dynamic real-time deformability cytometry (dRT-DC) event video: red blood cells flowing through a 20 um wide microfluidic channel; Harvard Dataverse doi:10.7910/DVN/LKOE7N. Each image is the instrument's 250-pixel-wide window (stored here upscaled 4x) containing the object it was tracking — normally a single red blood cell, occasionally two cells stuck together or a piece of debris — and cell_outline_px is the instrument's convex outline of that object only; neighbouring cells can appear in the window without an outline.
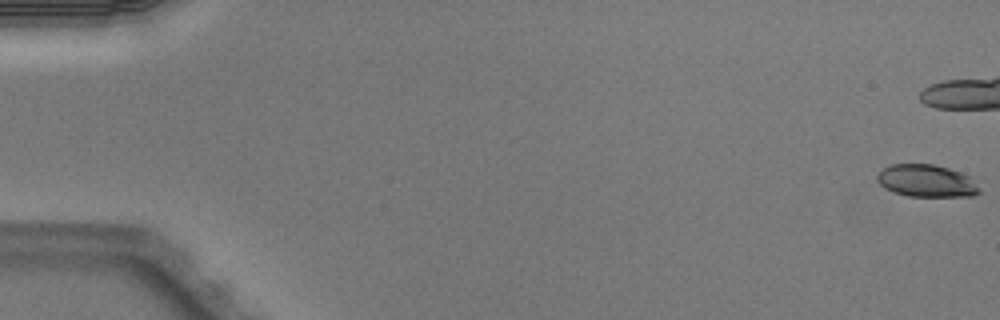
{"species": "Egyptian fruit bat (a non-hibernating species)", "species_latin": "Rousettus aegyptiacus", "temperature_condition": "warm", "stored_images_in_passage": 42, "camera_frame_rate_fps": 3000, "um_per_image_px": 0.085, "animal": {"sex": "male"}, "frame": {"image": 1, "passage_image": 1, "time_ms": 0.0, "image_size_px": [1000, 320], "cell_outline_px": [[980, 192], [972, 196], [908, 196], [892, 192], [880, 184], [876, 180], [876, 176], [888, 164], [932, 164], [948, 168], [960, 172], [968, 176], [980, 188]], "centroid_in_image_um": [78.73, 15.37], "position_along_channel_um": 6.3, "area_um2": 19.19}}